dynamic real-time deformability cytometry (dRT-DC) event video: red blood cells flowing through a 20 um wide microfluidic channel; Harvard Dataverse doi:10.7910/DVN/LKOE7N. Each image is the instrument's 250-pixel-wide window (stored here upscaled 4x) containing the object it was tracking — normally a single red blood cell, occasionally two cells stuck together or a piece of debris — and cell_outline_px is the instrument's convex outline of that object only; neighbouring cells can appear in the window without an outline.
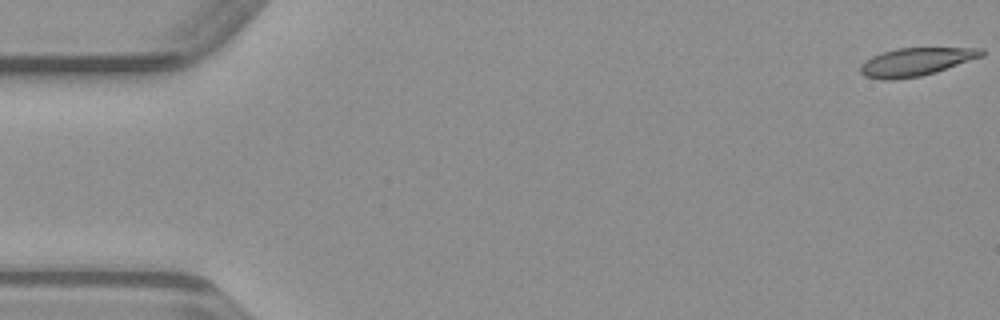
{"species": "common noctule bat (a hibernating species)", "species_latin": "Nyctalus noctula", "temperature_condition": "warm", "stored_images_in_passage": 49, "camera_frame_rate_fps": 3000, "um_per_image_px": 0.085, "animal": {"sex": "male", "body_mass_g": 23.1, "forearm_length_mm": 52.7}, "frame": {"image": 1, "passage_image": 1, "time_ms": 0.0, "image_size_px": [1000, 320], "cell_outline_px": [[984, 56], [936, 72], [920, 76], [892, 80], [884, 80], [864, 76], [860, 72], [860, 64], [864, 60], [872, 56], [896, 48], [984, 48]], "centroid_in_image_um": [77.84, 5.26], "position_along_channel_um": 7.2, "area_um2": 19.88}}
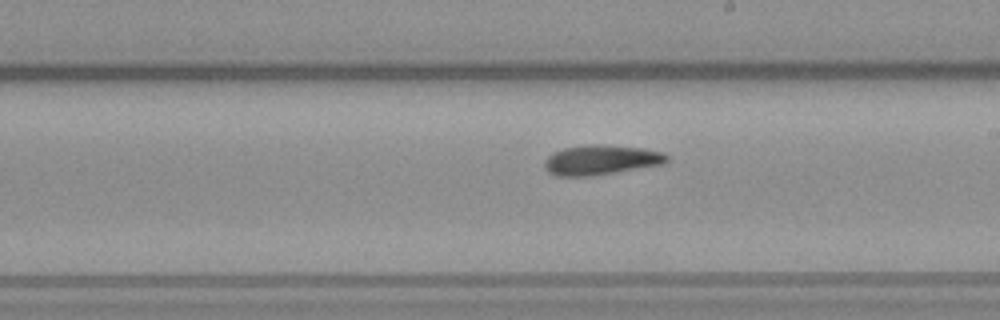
{"frame": {"image": 2, "passage_image": 28, "time_ms": 9.0, "image_size_px": [1000, 320], "cell_outline_px": [[668, 160], [664, 164], [592, 176], [556, 176], [548, 172], [544, 168], [544, 160], [552, 152], [564, 148], [588, 144], [596, 144], [640, 148], [664, 152], [668, 156]], "centroid_in_image_um": [51.05, 13.6], "position_along_channel_um": 237.9, "area_um2": 21.33}}
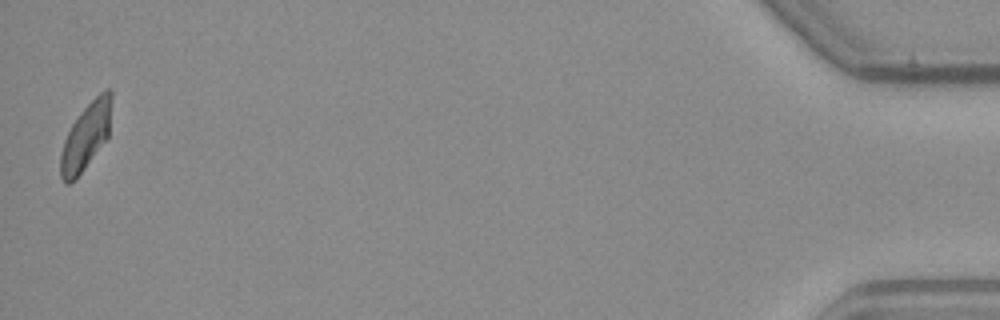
{"frame": {"image": 3, "passage_image": 49, "time_ms": 16.0, "image_size_px": [1000, 320], "cell_outline_px": [[112, 100], [108, 136], [76, 180], [68, 184], [64, 184], [60, 176], [60, 152], [64, 140], [72, 124], [80, 112], [104, 88], [112, 88]], "centroid_in_image_um": [7.29, 11.59], "position_along_channel_um": 427.9, "area_um2": 19.88}}